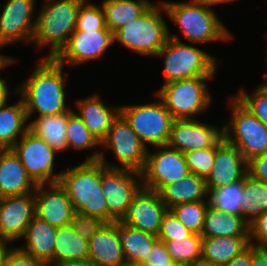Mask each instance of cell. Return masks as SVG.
<instances>
[{"instance_id": "obj_1", "label": "cell", "mask_w": 267, "mask_h": 266, "mask_svg": "<svg viewBox=\"0 0 267 266\" xmlns=\"http://www.w3.org/2000/svg\"><path fill=\"white\" fill-rule=\"evenodd\" d=\"M63 67L55 58H42L28 79L16 89L24 102L28 120L36 112L39 116H48L70 109L65 105Z\"/></svg>"}, {"instance_id": "obj_2", "label": "cell", "mask_w": 267, "mask_h": 266, "mask_svg": "<svg viewBox=\"0 0 267 266\" xmlns=\"http://www.w3.org/2000/svg\"><path fill=\"white\" fill-rule=\"evenodd\" d=\"M58 183L68 194L75 212L107 223V204L101 189V162L83 161L62 171Z\"/></svg>"}, {"instance_id": "obj_3", "label": "cell", "mask_w": 267, "mask_h": 266, "mask_svg": "<svg viewBox=\"0 0 267 266\" xmlns=\"http://www.w3.org/2000/svg\"><path fill=\"white\" fill-rule=\"evenodd\" d=\"M85 0H46L36 19L31 42L39 48L50 46L46 58H55L75 31L81 4Z\"/></svg>"}, {"instance_id": "obj_4", "label": "cell", "mask_w": 267, "mask_h": 266, "mask_svg": "<svg viewBox=\"0 0 267 266\" xmlns=\"http://www.w3.org/2000/svg\"><path fill=\"white\" fill-rule=\"evenodd\" d=\"M191 2H162L166 15L180 28L184 40L196 43L232 39L228 29L218 19L213 8L198 0Z\"/></svg>"}, {"instance_id": "obj_5", "label": "cell", "mask_w": 267, "mask_h": 266, "mask_svg": "<svg viewBox=\"0 0 267 266\" xmlns=\"http://www.w3.org/2000/svg\"><path fill=\"white\" fill-rule=\"evenodd\" d=\"M162 11L167 12L162 1L159 5L152 4L138 18L114 32V42L118 41L133 53L156 56L165 46L170 32Z\"/></svg>"}, {"instance_id": "obj_6", "label": "cell", "mask_w": 267, "mask_h": 266, "mask_svg": "<svg viewBox=\"0 0 267 266\" xmlns=\"http://www.w3.org/2000/svg\"><path fill=\"white\" fill-rule=\"evenodd\" d=\"M164 57V84L201 76H215L216 59L201 49L185 44L170 35L165 46L156 54Z\"/></svg>"}, {"instance_id": "obj_7", "label": "cell", "mask_w": 267, "mask_h": 266, "mask_svg": "<svg viewBox=\"0 0 267 266\" xmlns=\"http://www.w3.org/2000/svg\"><path fill=\"white\" fill-rule=\"evenodd\" d=\"M231 121L223 126L224 140L235 146L248 162L267 152V127L235 96H231Z\"/></svg>"}, {"instance_id": "obj_8", "label": "cell", "mask_w": 267, "mask_h": 266, "mask_svg": "<svg viewBox=\"0 0 267 266\" xmlns=\"http://www.w3.org/2000/svg\"><path fill=\"white\" fill-rule=\"evenodd\" d=\"M105 149H111L120 166L105 160L102 150L87 156L86 161L99 160L107 168H120L142 172L147 158L148 149L126 119L119 114L109 129L107 137L101 142Z\"/></svg>"}, {"instance_id": "obj_9", "label": "cell", "mask_w": 267, "mask_h": 266, "mask_svg": "<svg viewBox=\"0 0 267 266\" xmlns=\"http://www.w3.org/2000/svg\"><path fill=\"white\" fill-rule=\"evenodd\" d=\"M214 76L182 79L162 85L156 96L165 104L174 119H194L211 105L206 81Z\"/></svg>"}, {"instance_id": "obj_10", "label": "cell", "mask_w": 267, "mask_h": 266, "mask_svg": "<svg viewBox=\"0 0 267 266\" xmlns=\"http://www.w3.org/2000/svg\"><path fill=\"white\" fill-rule=\"evenodd\" d=\"M120 114L148 148L167 146L174 121L165 104L160 101L120 106Z\"/></svg>"}, {"instance_id": "obj_11", "label": "cell", "mask_w": 267, "mask_h": 266, "mask_svg": "<svg viewBox=\"0 0 267 266\" xmlns=\"http://www.w3.org/2000/svg\"><path fill=\"white\" fill-rule=\"evenodd\" d=\"M140 172L107 168L101 163V189L107 204V223L121 221L134 196L143 187ZM140 183V184H139Z\"/></svg>"}, {"instance_id": "obj_12", "label": "cell", "mask_w": 267, "mask_h": 266, "mask_svg": "<svg viewBox=\"0 0 267 266\" xmlns=\"http://www.w3.org/2000/svg\"><path fill=\"white\" fill-rule=\"evenodd\" d=\"M36 184L58 183L62 172L54 174L56 152L29 129L11 148Z\"/></svg>"}, {"instance_id": "obj_13", "label": "cell", "mask_w": 267, "mask_h": 266, "mask_svg": "<svg viewBox=\"0 0 267 266\" xmlns=\"http://www.w3.org/2000/svg\"><path fill=\"white\" fill-rule=\"evenodd\" d=\"M148 149L146 164L141 172L143 187L159 191L164 185L179 181L190 171L184 153L169 146Z\"/></svg>"}, {"instance_id": "obj_14", "label": "cell", "mask_w": 267, "mask_h": 266, "mask_svg": "<svg viewBox=\"0 0 267 266\" xmlns=\"http://www.w3.org/2000/svg\"><path fill=\"white\" fill-rule=\"evenodd\" d=\"M36 0H9L0 15V49L15 42L32 41ZM34 21V22H33Z\"/></svg>"}, {"instance_id": "obj_15", "label": "cell", "mask_w": 267, "mask_h": 266, "mask_svg": "<svg viewBox=\"0 0 267 266\" xmlns=\"http://www.w3.org/2000/svg\"><path fill=\"white\" fill-rule=\"evenodd\" d=\"M114 43L113 32L109 29L74 31L70 40L55 59L64 66L68 61L70 67L100 59L107 48Z\"/></svg>"}, {"instance_id": "obj_16", "label": "cell", "mask_w": 267, "mask_h": 266, "mask_svg": "<svg viewBox=\"0 0 267 266\" xmlns=\"http://www.w3.org/2000/svg\"><path fill=\"white\" fill-rule=\"evenodd\" d=\"M223 127L195 119H174L168 145L183 153L215 146L222 138Z\"/></svg>"}, {"instance_id": "obj_17", "label": "cell", "mask_w": 267, "mask_h": 266, "mask_svg": "<svg viewBox=\"0 0 267 266\" xmlns=\"http://www.w3.org/2000/svg\"><path fill=\"white\" fill-rule=\"evenodd\" d=\"M157 191L142 187L130 203L121 222L137 230L158 236L167 212Z\"/></svg>"}, {"instance_id": "obj_18", "label": "cell", "mask_w": 267, "mask_h": 266, "mask_svg": "<svg viewBox=\"0 0 267 266\" xmlns=\"http://www.w3.org/2000/svg\"><path fill=\"white\" fill-rule=\"evenodd\" d=\"M35 215L34 193L5 196L0 203V239L20 240Z\"/></svg>"}, {"instance_id": "obj_19", "label": "cell", "mask_w": 267, "mask_h": 266, "mask_svg": "<svg viewBox=\"0 0 267 266\" xmlns=\"http://www.w3.org/2000/svg\"><path fill=\"white\" fill-rule=\"evenodd\" d=\"M37 184L34 190L35 215L56 228L70 225L75 210L59 183Z\"/></svg>"}, {"instance_id": "obj_20", "label": "cell", "mask_w": 267, "mask_h": 266, "mask_svg": "<svg viewBox=\"0 0 267 266\" xmlns=\"http://www.w3.org/2000/svg\"><path fill=\"white\" fill-rule=\"evenodd\" d=\"M248 162L241 152L227 143L224 137L216 144L212 171L206 179L208 192L222 186L243 181L248 174Z\"/></svg>"}, {"instance_id": "obj_21", "label": "cell", "mask_w": 267, "mask_h": 266, "mask_svg": "<svg viewBox=\"0 0 267 266\" xmlns=\"http://www.w3.org/2000/svg\"><path fill=\"white\" fill-rule=\"evenodd\" d=\"M89 259L97 266H121L125 263L118 221L105 223L89 240Z\"/></svg>"}, {"instance_id": "obj_22", "label": "cell", "mask_w": 267, "mask_h": 266, "mask_svg": "<svg viewBox=\"0 0 267 266\" xmlns=\"http://www.w3.org/2000/svg\"><path fill=\"white\" fill-rule=\"evenodd\" d=\"M37 184L12 149H0V189L5 196L34 193Z\"/></svg>"}, {"instance_id": "obj_23", "label": "cell", "mask_w": 267, "mask_h": 266, "mask_svg": "<svg viewBox=\"0 0 267 266\" xmlns=\"http://www.w3.org/2000/svg\"><path fill=\"white\" fill-rule=\"evenodd\" d=\"M99 97L96 94L78 100L76 102L78 112L75 113L101 143L107 137L110 127L120 114V106L109 107Z\"/></svg>"}, {"instance_id": "obj_24", "label": "cell", "mask_w": 267, "mask_h": 266, "mask_svg": "<svg viewBox=\"0 0 267 266\" xmlns=\"http://www.w3.org/2000/svg\"><path fill=\"white\" fill-rule=\"evenodd\" d=\"M56 229V227L34 215L23 236L26 241L25 245L19 248L41 260L46 266H53Z\"/></svg>"}, {"instance_id": "obj_25", "label": "cell", "mask_w": 267, "mask_h": 266, "mask_svg": "<svg viewBox=\"0 0 267 266\" xmlns=\"http://www.w3.org/2000/svg\"><path fill=\"white\" fill-rule=\"evenodd\" d=\"M158 193L168 210L181 203L209 201L206 180L193 172L179 181L164 185Z\"/></svg>"}, {"instance_id": "obj_26", "label": "cell", "mask_w": 267, "mask_h": 266, "mask_svg": "<svg viewBox=\"0 0 267 266\" xmlns=\"http://www.w3.org/2000/svg\"><path fill=\"white\" fill-rule=\"evenodd\" d=\"M202 237L249 236V223L241 216L217 210L210 204L205 213Z\"/></svg>"}, {"instance_id": "obj_27", "label": "cell", "mask_w": 267, "mask_h": 266, "mask_svg": "<svg viewBox=\"0 0 267 266\" xmlns=\"http://www.w3.org/2000/svg\"><path fill=\"white\" fill-rule=\"evenodd\" d=\"M74 112L69 109L60 114L38 116L28 124V129L42 138L56 153L68 149L67 122L68 117Z\"/></svg>"}, {"instance_id": "obj_28", "label": "cell", "mask_w": 267, "mask_h": 266, "mask_svg": "<svg viewBox=\"0 0 267 266\" xmlns=\"http://www.w3.org/2000/svg\"><path fill=\"white\" fill-rule=\"evenodd\" d=\"M25 105L20 97L13 105L0 107V149H11L28 130Z\"/></svg>"}, {"instance_id": "obj_29", "label": "cell", "mask_w": 267, "mask_h": 266, "mask_svg": "<svg viewBox=\"0 0 267 266\" xmlns=\"http://www.w3.org/2000/svg\"><path fill=\"white\" fill-rule=\"evenodd\" d=\"M89 258L88 240L76 234L70 225L56 229L53 266L70 260Z\"/></svg>"}, {"instance_id": "obj_30", "label": "cell", "mask_w": 267, "mask_h": 266, "mask_svg": "<svg viewBox=\"0 0 267 266\" xmlns=\"http://www.w3.org/2000/svg\"><path fill=\"white\" fill-rule=\"evenodd\" d=\"M249 246V236L202 237V258L226 264Z\"/></svg>"}, {"instance_id": "obj_31", "label": "cell", "mask_w": 267, "mask_h": 266, "mask_svg": "<svg viewBox=\"0 0 267 266\" xmlns=\"http://www.w3.org/2000/svg\"><path fill=\"white\" fill-rule=\"evenodd\" d=\"M152 3L149 0H104L101 4L106 27L113 33L138 18Z\"/></svg>"}, {"instance_id": "obj_32", "label": "cell", "mask_w": 267, "mask_h": 266, "mask_svg": "<svg viewBox=\"0 0 267 266\" xmlns=\"http://www.w3.org/2000/svg\"><path fill=\"white\" fill-rule=\"evenodd\" d=\"M122 251L126 262L142 263L148 256L158 237L134 229L121 221H118Z\"/></svg>"}, {"instance_id": "obj_33", "label": "cell", "mask_w": 267, "mask_h": 266, "mask_svg": "<svg viewBox=\"0 0 267 266\" xmlns=\"http://www.w3.org/2000/svg\"><path fill=\"white\" fill-rule=\"evenodd\" d=\"M241 216L250 223L267 212V183L246 175L242 181Z\"/></svg>"}, {"instance_id": "obj_34", "label": "cell", "mask_w": 267, "mask_h": 266, "mask_svg": "<svg viewBox=\"0 0 267 266\" xmlns=\"http://www.w3.org/2000/svg\"><path fill=\"white\" fill-rule=\"evenodd\" d=\"M171 259L190 266L202 257V236L192 233L187 238L163 241Z\"/></svg>"}, {"instance_id": "obj_35", "label": "cell", "mask_w": 267, "mask_h": 266, "mask_svg": "<svg viewBox=\"0 0 267 266\" xmlns=\"http://www.w3.org/2000/svg\"><path fill=\"white\" fill-rule=\"evenodd\" d=\"M242 181L212 189L209 203L217 210L241 215Z\"/></svg>"}, {"instance_id": "obj_36", "label": "cell", "mask_w": 267, "mask_h": 266, "mask_svg": "<svg viewBox=\"0 0 267 266\" xmlns=\"http://www.w3.org/2000/svg\"><path fill=\"white\" fill-rule=\"evenodd\" d=\"M209 204V201L181 203L169 210L192 233L201 235L204 228L205 213Z\"/></svg>"}, {"instance_id": "obj_37", "label": "cell", "mask_w": 267, "mask_h": 266, "mask_svg": "<svg viewBox=\"0 0 267 266\" xmlns=\"http://www.w3.org/2000/svg\"><path fill=\"white\" fill-rule=\"evenodd\" d=\"M66 133L68 148L83 150L101 145L75 112L68 117Z\"/></svg>"}, {"instance_id": "obj_38", "label": "cell", "mask_w": 267, "mask_h": 266, "mask_svg": "<svg viewBox=\"0 0 267 266\" xmlns=\"http://www.w3.org/2000/svg\"><path fill=\"white\" fill-rule=\"evenodd\" d=\"M244 88L235 97L267 127V86L260 84L254 93H245Z\"/></svg>"}, {"instance_id": "obj_39", "label": "cell", "mask_w": 267, "mask_h": 266, "mask_svg": "<svg viewBox=\"0 0 267 266\" xmlns=\"http://www.w3.org/2000/svg\"><path fill=\"white\" fill-rule=\"evenodd\" d=\"M102 6L84 1L79 9L75 31L106 29Z\"/></svg>"}, {"instance_id": "obj_40", "label": "cell", "mask_w": 267, "mask_h": 266, "mask_svg": "<svg viewBox=\"0 0 267 266\" xmlns=\"http://www.w3.org/2000/svg\"><path fill=\"white\" fill-rule=\"evenodd\" d=\"M190 172L195 173L205 180L210 175L216 156V145L184 153Z\"/></svg>"}, {"instance_id": "obj_41", "label": "cell", "mask_w": 267, "mask_h": 266, "mask_svg": "<svg viewBox=\"0 0 267 266\" xmlns=\"http://www.w3.org/2000/svg\"><path fill=\"white\" fill-rule=\"evenodd\" d=\"M191 234L192 232L187 229L170 210H167L162 218L160 232L157 237L161 241H171L187 238Z\"/></svg>"}, {"instance_id": "obj_42", "label": "cell", "mask_w": 267, "mask_h": 266, "mask_svg": "<svg viewBox=\"0 0 267 266\" xmlns=\"http://www.w3.org/2000/svg\"><path fill=\"white\" fill-rule=\"evenodd\" d=\"M105 224L99 218L75 212L71 221L74 232L89 240Z\"/></svg>"}, {"instance_id": "obj_43", "label": "cell", "mask_w": 267, "mask_h": 266, "mask_svg": "<svg viewBox=\"0 0 267 266\" xmlns=\"http://www.w3.org/2000/svg\"><path fill=\"white\" fill-rule=\"evenodd\" d=\"M249 243L258 248H267V212L249 223Z\"/></svg>"}, {"instance_id": "obj_44", "label": "cell", "mask_w": 267, "mask_h": 266, "mask_svg": "<svg viewBox=\"0 0 267 266\" xmlns=\"http://www.w3.org/2000/svg\"><path fill=\"white\" fill-rule=\"evenodd\" d=\"M4 266H46L41 260L23 252L19 247L11 248L5 258Z\"/></svg>"}, {"instance_id": "obj_45", "label": "cell", "mask_w": 267, "mask_h": 266, "mask_svg": "<svg viewBox=\"0 0 267 266\" xmlns=\"http://www.w3.org/2000/svg\"><path fill=\"white\" fill-rule=\"evenodd\" d=\"M171 260V256L167 252L164 242L158 239L141 264L143 266L161 265L167 264V262Z\"/></svg>"}, {"instance_id": "obj_46", "label": "cell", "mask_w": 267, "mask_h": 266, "mask_svg": "<svg viewBox=\"0 0 267 266\" xmlns=\"http://www.w3.org/2000/svg\"><path fill=\"white\" fill-rule=\"evenodd\" d=\"M248 175L267 183V152L248 161Z\"/></svg>"}, {"instance_id": "obj_47", "label": "cell", "mask_w": 267, "mask_h": 266, "mask_svg": "<svg viewBox=\"0 0 267 266\" xmlns=\"http://www.w3.org/2000/svg\"><path fill=\"white\" fill-rule=\"evenodd\" d=\"M251 266H267V248L251 245Z\"/></svg>"}, {"instance_id": "obj_48", "label": "cell", "mask_w": 267, "mask_h": 266, "mask_svg": "<svg viewBox=\"0 0 267 266\" xmlns=\"http://www.w3.org/2000/svg\"><path fill=\"white\" fill-rule=\"evenodd\" d=\"M223 266H251V245Z\"/></svg>"}, {"instance_id": "obj_49", "label": "cell", "mask_w": 267, "mask_h": 266, "mask_svg": "<svg viewBox=\"0 0 267 266\" xmlns=\"http://www.w3.org/2000/svg\"><path fill=\"white\" fill-rule=\"evenodd\" d=\"M5 79L0 77V107L8 102L9 93L8 86Z\"/></svg>"}, {"instance_id": "obj_50", "label": "cell", "mask_w": 267, "mask_h": 266, "mask_svg": "<svg viewBox=\"0 0 267 266\" xmlns=\"http://www.w3.org/2000/svg\"><path fill=\"white\" fill-rule=\"evenodd\" d=\"M56 266H97L92 260L84 259V260H70L59 263Z\"/></svg>"}, {"instance_id": "obj_51", "label": "cell", "mask_w": 267, "mask_h": 266, "mask_svg": "<svg viewBox=\"0 0 267 266\" xmlns=\"http://www.w3.org/2000/svg\"><path fill=\"white\" fill-rule=\"evenodd\" d=\"M9 243V241L0 239V266H4L6 255L11 249L8 247Z\"/></svg>"}, {"instance_id": "obj_52", "label": "cell", "mask_w": 267, "mask_h": 266, "mask_svg": "<svg viewBox=\"0 0 267 266\" xmlns=\"http://www.w3.org/2000/svg\"><path fill=\"white\" fill-rule=\"evenodd\" d=\"M190 266H223V264L209 261L201 257L200 259H198L195 263L191 264Z\"/></svg>"}, {"instance_id": "obj_53", "label": "cell", "mask_w": 267, "mask_h": 266, "mask_svg": "<svg viewBox=\"0 0 267 266\" xmlns=\"http://www.w3.org/2000/svg\"><path fill=\"white\" fill-rule=\"evenodd\" d=\"M15 59H13L12 57H8L5 55L0 54V70L4 69L6 66H8L9 64H12L13 62L15 63Z\"/></svg>"}, {"instance_id": "obj_54", "label": "cell", "mask_w": 267, "mask_h": 266, "mask_svg": "<svg viewBox=\"0 0 267 266\" xmlns=\"http://www.w3.org/2000/svg\"><path fill=\"white\" fill-rule=\"evenodd\" d=\"M200 2H202L203 4L207 5V6H212L215 4H219V3H228V2H232L235 0H198Z\"/></svg>"}, {"instance_id": "obj_55", "label": "cell", "mask_w": 267, "mask_h": 266, "mask_svg": "<svg viewBox=\"0 0 267 266\" xmlns=\"http://www.w3.org/2000/svg\"><path fill=\"white\" fill-rule=\"evenodd\" d=\"M152 266H185V265L176 263L175 261L171 260V261H168L167 264L152 265Z\"/></svg>"}, {"instance_id": "obj_56", "label": "cell", "mask_w": 267, "mask_h": 266, "mask_svg": "<svg viewBox=\"0 0 267 266\" xmlns=\"http://www.w3.org/2000/svg\"><path fill=\"white\" fill-rule=\"evenodd\" d=\"M121 266H143L141 263L125 262Z\"/></svg>"}, {"instance_id": "obj_57", "label": "cell", "mask_w": 267, "mask_h": 266, "mask_svg": "<svg viewBox=\"0 0 267 266\" xmlns=\"http://www.w3.org/2000/svg\"><path fill=\"white\" fill-rule=\"evenodd\" d=\"M3 199H4V195L2 194L1 189H0V203L3 201Z\"/></svg>"}]
</instances>
